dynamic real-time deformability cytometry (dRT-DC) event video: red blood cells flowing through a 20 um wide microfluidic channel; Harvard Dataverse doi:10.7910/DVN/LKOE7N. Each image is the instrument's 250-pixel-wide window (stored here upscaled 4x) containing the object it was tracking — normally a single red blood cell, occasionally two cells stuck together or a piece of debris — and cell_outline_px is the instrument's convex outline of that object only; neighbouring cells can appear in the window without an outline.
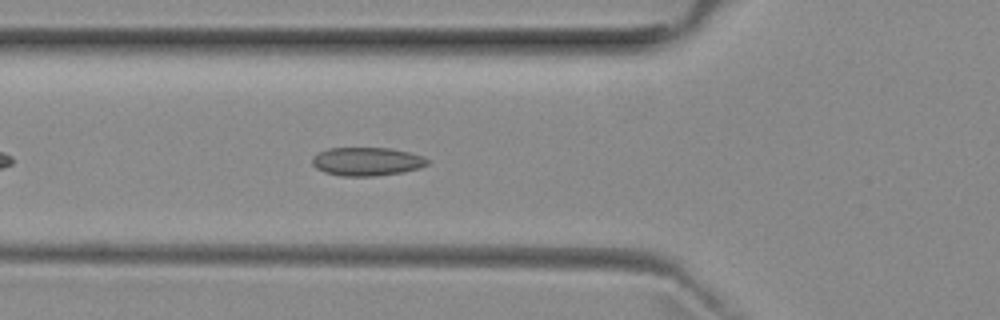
{"species": "common noctule bat (a hibernating species)", "species_latin": "Nyctalus noctula", "temperature_condition": "room temperature", "stored_images_in_passage": 26, "camera_frame_rate_fps": 3000, "um_per_image_px": 0.085, "animal": {"sex": "female", "body_mass_g": 29.2, "forearm_length_mm": 56.3}, "frame": {"image": 1, "passage_image": 3, "time_ms": 0.667, "image_size_px": [1000, 320], "cell_outline_px": [[432, 160], [428, 164], [420, 168], [404, 172], [376, 176], [340, 176], [324, 172], [316, 168], [312, 164], [312, 156], [328, 148], [392, 148], [424, 156]], "centroid_in_image_um": [31.22, 13.73], "position_along_channel_um": 94.6, "area_um2": 19.36}}
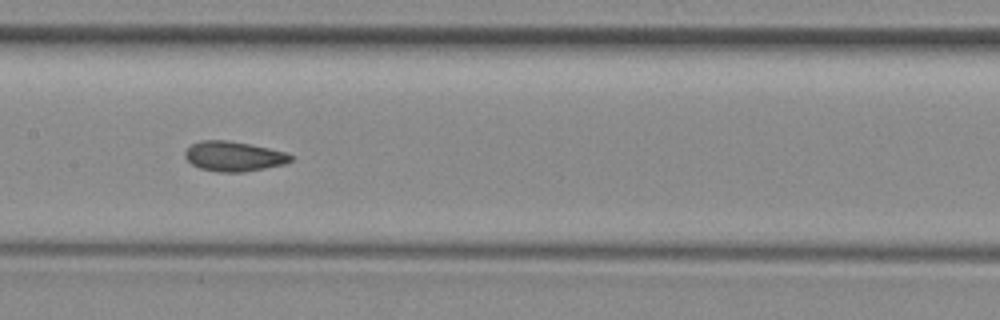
{"frame": {"image": 2, "passage_image": 10, "time_ms": 3.0, "image_size_px": [1000, 320], "cell_outline_px": [[296, 156], [292, 160], [284, 164], [244, 172], [216, 172], [200, 168], [192, 164], [184, 156], [184, 152], [192, 144], [200, 140], [224, 140], [252, 144], [284, 152]], "centroid_in_image_um": [19.87, 13.29], "position_along_channel_um": 187.5, "area_um2": 18.44}}
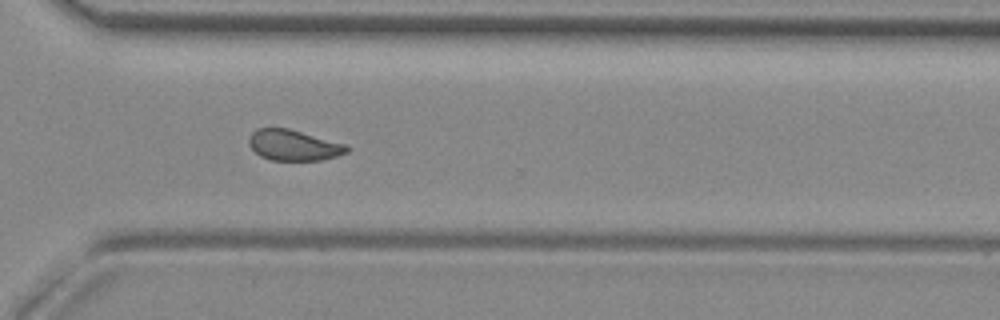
{"frame": {"image": 3, "passage_image": 22, "time_ms": 7.0, "image_size_px": [1000, 320], "cell_outline_px": [[352, 148], [348, 152], [336, 156], [320, 160], [272, 160], [260, 156], [248, 144], [248, 136], [256, 128], [288, 128], [348, 144]], "centroid_in_image_um": [24.98, 12.33], "position_along_channel_um": 345.6, "area_um2": 17.74}, "authors_computed_cell_mechanics": {"area_um2": 18.2937, "velocity_mm_per_s": 3.9719, "shape_relaxation_time_tau1_ms": 11.2316, "shape_relaxation_time_tau2_ms": 1.7519, "deformation_change_tau1": 0.1619, "deformation_change_tau2": 0.0547}}